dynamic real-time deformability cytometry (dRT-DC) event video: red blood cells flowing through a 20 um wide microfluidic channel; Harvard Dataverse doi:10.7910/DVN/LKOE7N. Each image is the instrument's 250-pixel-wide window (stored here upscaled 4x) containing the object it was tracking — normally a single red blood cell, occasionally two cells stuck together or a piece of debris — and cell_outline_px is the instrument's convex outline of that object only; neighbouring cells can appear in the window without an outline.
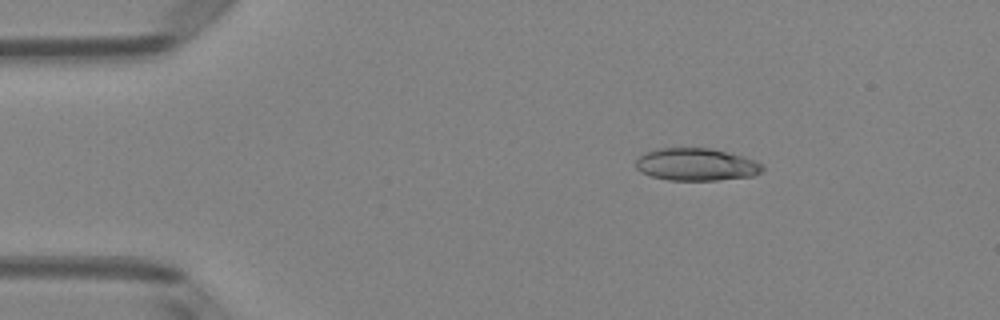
{"species": "Egyptian fruit bat (a non-hibernating species)", "species_latin": "Rousettus aegyptiacus", "temperature_condition": "room temperature", "stored_images_in_passage": 49, "camera_frame_rate_fps": 3000, "um_per_image_px": 0.085, "animal": {"sex": "female"}, "frame": {"image": 1, "passage_image": 7, "time_ms": 2.0, "image_size_px": [1000, 320], "cell_outline_px": [[764, 168], [760, 172], [752, 176], [716, 180], [668, 180], [652, 176], [640, 172], [636, 168], [636, 160], [640, 156], [656, 148], [712, 148], [744, 156], [756, 160]], "centroid_in_image_um": [59.18, 13.98], "position_along_channel_um": 25.8, "area_um2": 23.93}}
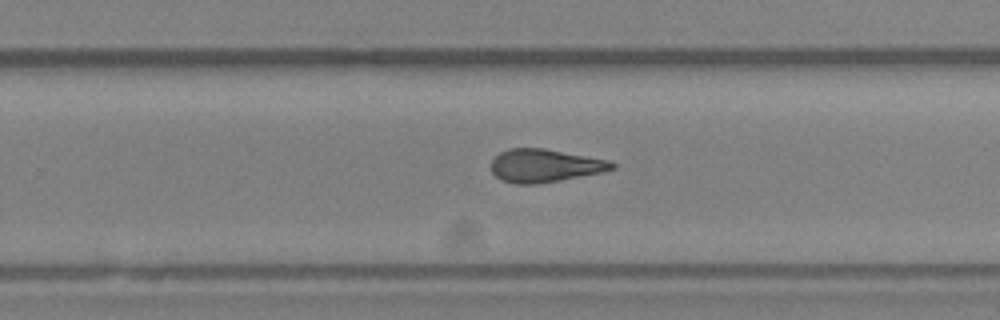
{"frame": {"image": 2, "passage_image": 31, "time_ms": 10.0, "image_size_px": [1000, 320], "cell_outline_px": [[616, 168], [604, 172], [560, 180], [536, 184], [512, 184], [500, 180], [492, 172], [492, 160], [500, 152], [508, 148], [544, 148], [608, 160], [616, 164]], "centroid_in_image_um": [46.3, 14.08], "position_along_channel_um": 283.5, "area_um2": 23.35}}
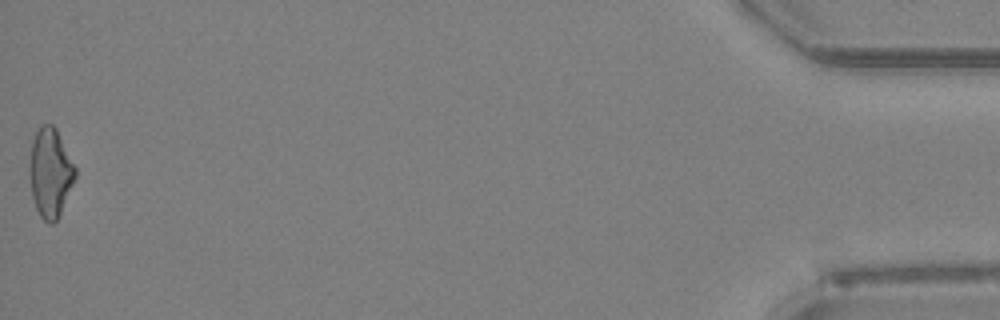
{"frame": {"image": 3, "passage_image": 49, "time_ms": 16.0, "image_size_px": [1000, 320], "cell_outline_px": [[76, 176], [60, 212], [56, 220], [52, 224], [48, 224], [40, 216], [36, 208], [32, 196], [28, 172], [28, 164], [32, 140], [40, 124], [52, 124], [56, 128], [76, 168]], "centroid_in_image_um": [4.24, 14.65], "position_along_channel_um": 431.0, "area_um2": 23.76}, "authors_computed_cell_mechanics": {"area_um2": 23.409, "velocity_mm_per_s": 4.0709, "shape_relaxation_time_tau1_ms": null, "shape_relaxation_time_tau2_ms": 2.2974, "deformation_change_tau1": null, "deformation_change_tau2": 0.113}}